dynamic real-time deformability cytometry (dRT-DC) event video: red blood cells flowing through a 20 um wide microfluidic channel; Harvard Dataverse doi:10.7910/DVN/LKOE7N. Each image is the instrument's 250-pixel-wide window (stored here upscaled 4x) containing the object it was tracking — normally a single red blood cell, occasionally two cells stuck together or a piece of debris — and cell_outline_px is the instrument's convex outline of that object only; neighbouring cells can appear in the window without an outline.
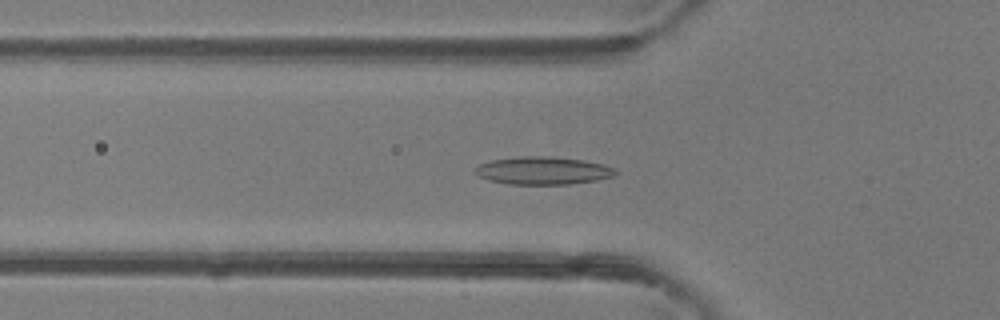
{"species": "common noctule bat (a hibernating species)", "species_latin": "Nyctalus noctula", "temperature_condition": "room temperature", "stored_images_in_passage": 47, "camera_frame_rate_fps": 3000, "um_per_image_px": 0.085, "animal": {"sex": "female"}, "frame": {"image": 1, "passage_image": 16, "time_ms": 5.0, "image_size_px": [1000, 320], "cell_outline_px": [[616, 172], [612, 176], [596, 180], [568, 184], [508, 184], [488, 180], [472, 172], [480, 164], [492, 160], [520, 156], [548, 156], [584, 160], [604, 164], [616, 168]], "centroid_in_image_um": [46.14, 14.5], "position_along_channel_um": 79.7, "area_um2": 22.66}}
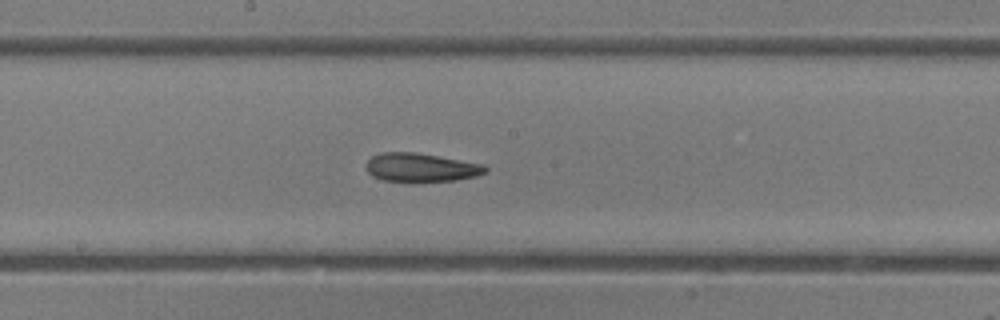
{"frame": {"image": 2, "passage_image": 25, "time_ms": 8.0, "image_size_px": [1000, 320], "cell_outline_px": [[488, 172], [476, 176], [456, 180], [420, 184], [416, 184], [384, 180], [372, 176], [368, 172], [364, 164], [372, 156], [380, 152], [416, 152], [484, 164], [488, 168]], "centroid_in_image_um": [35.78, 14.27], "position_along_channel_um": 212.4, "area_um2": 20.75}}
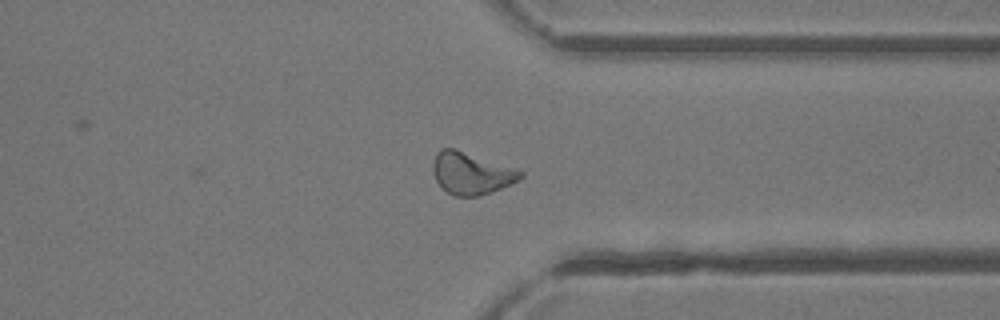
{"frame": {"image": 3, "passage_image": 36, "time_ms": 11.667, "image_size_px": [1000, 320], "cell_outline_px": [[524, 176], [520, 180], [512, 184], [492, 192], [476, 196], [452, 196], [436, 180], [432, 172], [432, 164], [440, 148], [456, 148], [516, 168], [524, 172]], "centroid_in_image_um": [40.09, 14.72], "position_along_channel_um": 371.3, "area_um2": 21.62}, "authors_computed_cell_mechanics": {"area_um2": 20.6924, "velocity_mm_per_s": 4.3929, "shape_relaxation_time_tau1_ms": null, "shape_relaxation_time_tau2_ms": 5.0385, "deformation_change_tau1": null, "deformation_change_tau2": 0.1399}}